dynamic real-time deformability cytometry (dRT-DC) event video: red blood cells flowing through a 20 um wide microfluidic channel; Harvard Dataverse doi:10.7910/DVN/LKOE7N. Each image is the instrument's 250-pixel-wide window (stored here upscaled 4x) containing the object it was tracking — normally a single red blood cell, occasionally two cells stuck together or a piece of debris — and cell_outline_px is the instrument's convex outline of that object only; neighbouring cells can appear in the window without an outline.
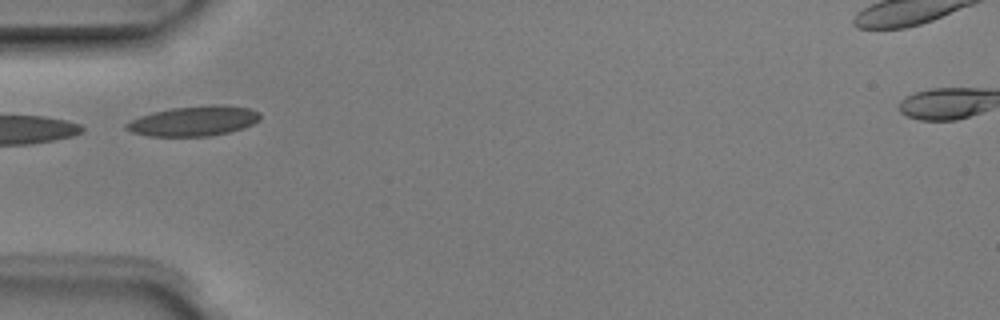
{"species": "Egyptian fruit bat (a non-hibernating species)", "species_latin": "Rousettus aegyptiacus", "temperature_condition": "room temperature", "stored_images_in_passage": 3, "camera_frame_rate_fps": 3000, "um_per_image_px": 0.085, "animal": {"sex": "male"}, "frame": {"image": 1, "passage_image": 1, "time_ms": 0.0, "image_size_px": [1000, 320], "cell_outline_px": [[260, 120], [244, 128], [212, 136], [148, 136], [132, 132], [124, 128], [124, 124], [140, 116], [152, 112], [172, 108], [212, 104], [248, 108], [260, 112]], "centroid_in_image_um": [16.47, 10.29], "position_along_channel_um": 68.5, "area_um2": 23.35}}
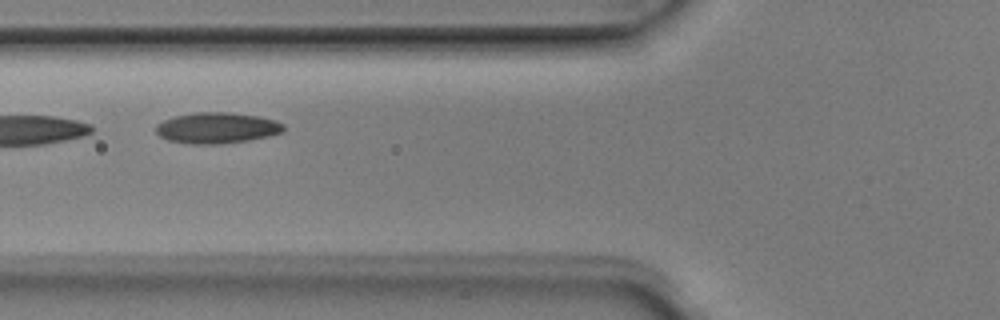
{"frame": {"image": 2, "passage_image": 2, "time_ms": 0.333, "image_size_px": [1000, 320], "cell_outline_px": [[284, 132], [268, 136], [248, 140], [220, 144], [188, 144], [168, 140], [160, 136], [156, 132], [156, 124], [164, 120], [176, 116], [192, 112], [228, 112], [260, 116], [276, 120], [284, 124]], "centroid_in_image_um": [18.45, 10.87], "position_along_channel_um": 107.4, "area_um2": 23.18}}
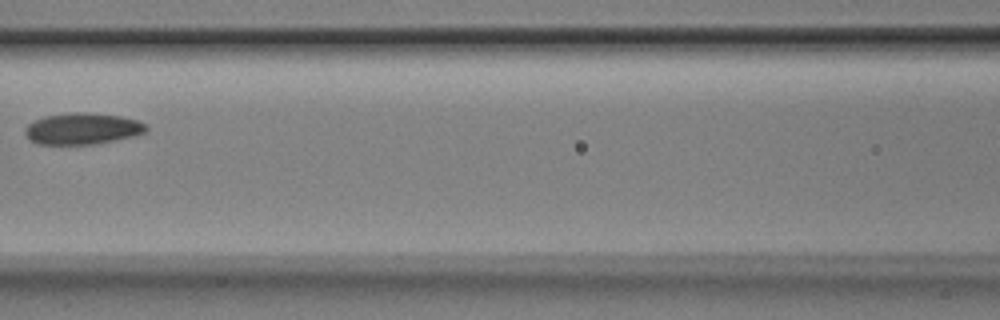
{"frame": {"image": 3, "passage_image": 3, "time_ms": 0.667, "image_size_px": [1000, 320], "cell_outline_px": [[148, 128], [144, 132], [136, 136], [96, 144], [40, 144], [28, 140], [24, 132], [24, 128], [28, 124], [44, 116], [72, 112], [88, 112], [120, 116], [136, 120], [144, 124]], "centroid_in_image_um": [6.98, 10.94], "position_along_channel_um": 159.6, "area_um2": 22.25}}